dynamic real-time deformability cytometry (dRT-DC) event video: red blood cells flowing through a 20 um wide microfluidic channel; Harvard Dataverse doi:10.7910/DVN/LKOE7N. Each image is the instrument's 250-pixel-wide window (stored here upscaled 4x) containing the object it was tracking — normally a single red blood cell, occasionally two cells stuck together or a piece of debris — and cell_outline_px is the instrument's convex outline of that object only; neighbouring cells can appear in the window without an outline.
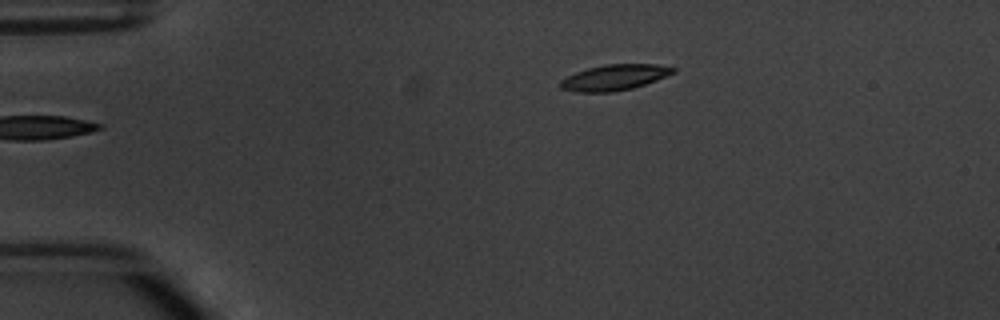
{"species": "common noctule bat (a hibernating species)", "species_latin": "Nyctalus noctula", "temperature_condition": "warm", "stored_images_in_passage": 3, "camera_frame_rate_fps": 3000, "um_per_image_px": 0.085, "animal": {"sex": "male", "body_mass_g": 20.1, "forearm_length_mm": 53.5}, "frame": {"image": 1, "passage_image": 1, "time_ms": 0.0, "image_size_px": [1000, 320], "cell_outline_px": [[676, 72], [656, 80], [632, 88], [612, 92], [576, 92], [560, 88], [560, 80], [576, 72], [588, 68], [604, 64], [656, 64], [676, 68]], "centroid_in_image_um": [52.22, 6.58], "position_along_channel_um": 32.8, "area_um2": 16.82}}
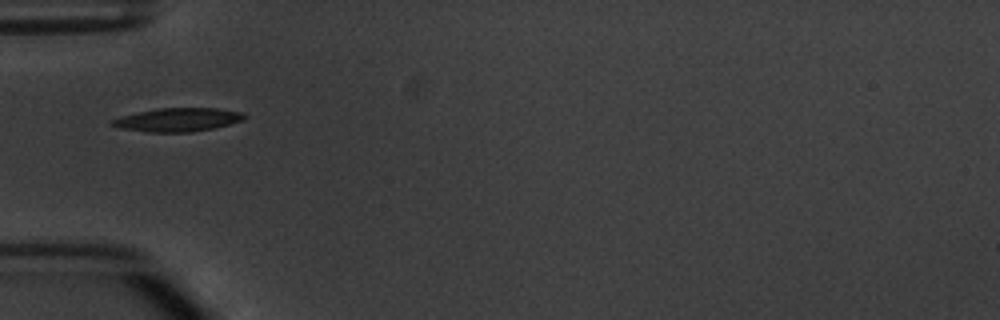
{"frame": {"image": 2, "passage_image": 3, "time_ms": 2.333, "image_size_px": [1000, 320], "cell_outline_px": [[248, 116], [244, 120], [212, 128], [192, 132], [148, 132], [120, 128], [108, 124], [108, 120], [120, 116], [156, 108], [216, 108], [244, 112]], "centroid_in_image_um": [15.08, 10.17], "position_along_channel_um": 69.9, "area_um2": 18.32}}